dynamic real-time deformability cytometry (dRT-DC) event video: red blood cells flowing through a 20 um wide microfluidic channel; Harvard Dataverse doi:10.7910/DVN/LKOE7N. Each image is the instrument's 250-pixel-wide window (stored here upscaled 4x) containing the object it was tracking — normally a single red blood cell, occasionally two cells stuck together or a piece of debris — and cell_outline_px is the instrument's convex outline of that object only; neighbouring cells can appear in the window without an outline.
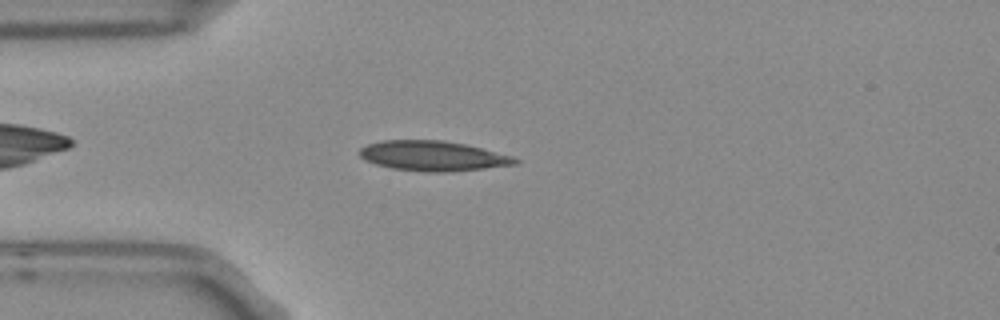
{"species": "Egyptian fruit bat (a non-hibernating species)", "species_latin": "Rousettus aegyptiacus", "temperature_condition": "room temperature", "stored_images_in_passage": 4, "camera_frame_rate_fps": 3000, "um_per_image_px": 0.085, "frame": {"image": 1, "passage_image": 4, "time_ms": 1.0, "image_size_px": [1000, 320], "cell_outline_px": [[520, 160], [516, 164], [484, 168], [444, 172], [424, 172], [392, 168], [376, 164], [364, 160], [360, 156], [360, 148], [368, 144], [384, 140], [444, 140], [464, 144], [512, 156]], "centroid_in_image_um": [36.76, 13.25], "position_along_channel_um": 48.2, "area_um2": 26.93}}